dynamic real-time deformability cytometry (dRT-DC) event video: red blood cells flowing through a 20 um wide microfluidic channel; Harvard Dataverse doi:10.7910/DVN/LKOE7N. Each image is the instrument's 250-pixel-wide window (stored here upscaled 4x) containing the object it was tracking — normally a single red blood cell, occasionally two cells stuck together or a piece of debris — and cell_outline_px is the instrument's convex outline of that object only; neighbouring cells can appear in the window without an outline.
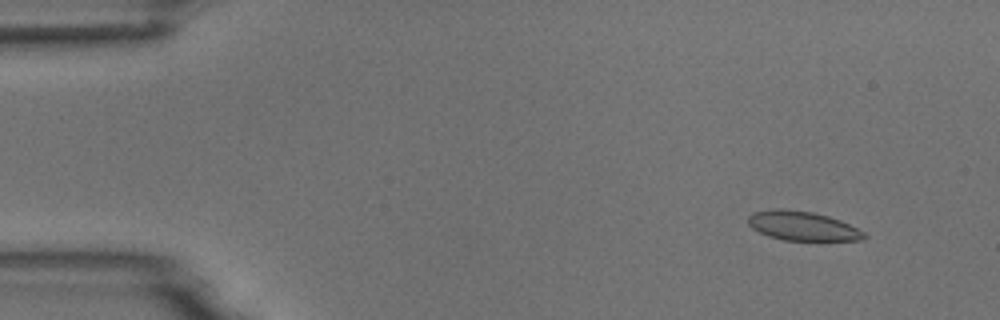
{"species": "common noctule bat (a hibernating species)", "species_latin": "Nyctalus noctula", "temperature_condition": "room temperature", "stored_images_in_passage": 54, "camera_frame_rate_fps": 3000, "um_per_image_px": 0.085, "animal": {"sex": "male", "body_mass_g": 18.8}, "frame": {"image": 1, "passage_image": 5, "time_ms": 1.333, "image_size_px": [1000, 320], "cell_outline_px": [[868, 236], [864, 240], [784, 240], [768, 236], [752, 228], [748, 224], [748, 216], [752, 212], [772, 208], [780, 208], [812, 212], [828, 216], [840, 220], [864, 232]], "centroid_in_image_um": [68.18, 19.2], "position_along_channel_um": 16.8, "area_um2": 19.77}}
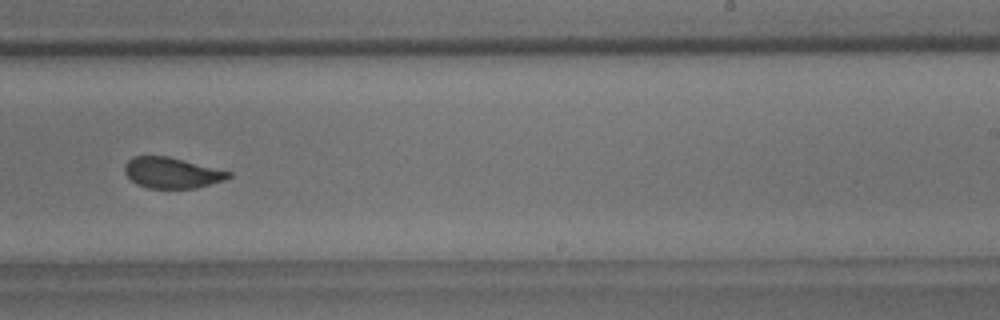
{"frame": {"image": 2, "passage_image": 34, "time_ms": 11.0, "image_size_px": [1000, 320], "cell_outline_px": [[232, 176], [224, 180], [196, 188], [148, 188], [136, 184], [124, 172], [124, 164], [132, 156], [168, 156], [232, 172]], "centroid_in_image_um": [14.59, 14.68], "position_along_channel_um": 274.4, "area_um2": 18.61}}
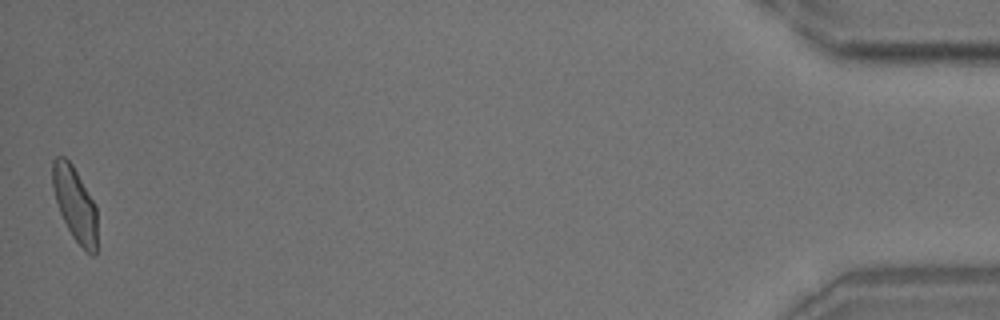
{"frame": {"image": 3, "passage_image": 54, "time_ms": 17.667, "image_size_px": [1000, 320], "cell_outline_px": [[96, 252], [92, 256], [72, 236], [60, 212], [52, 188], [52, 160], [56, 156], [64, 156], [72, 164], [96, 204]], "centroid_in_image_um": [6.36, 17.29], "position_along_channel_um": 428.8, "area_um2": 19.13}, "authors_computed_cell_mechanics": {"area_um2": 19.941, "velocity_mm_per_s": 3.7117, "shape_relaxation_time_tau1_ms": 5.8793, "shape_relaxation_time_tau2_ms": 0.8966, "deformation_change_tau1": 0.1418, "deformation_change_tau2": 0.0519}}